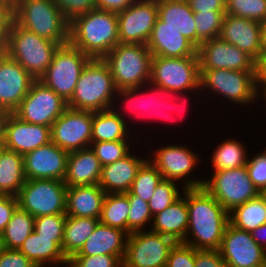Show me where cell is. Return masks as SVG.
<instances>
[{
	"instance_id": "6da1fadb",
	"label": "cell",
	"mask_w": 266,
	"mask_h": 267,
	"mask_svg": "<svg viewBox=\"0 0 266 267\" xmlns=\"http://www.w3.org/2000/svg\"><path fill=\"white\" fill-rule=\"evenodd\" d=\"M186 205L188 229L182 243L196 250H218L229 223V213L204 187L186 188ZM188 236L194 238L191 240Z\"/></svg>"
},
{
	"instance_id": "7a4b0ae2",
	"label": "cell",
	"mask_w": 266,
	"mask_h": 267,
	"mask_svg": "<svg viewBox=\"0 0 266 267\" xmlns=\"http://www.w3.org/2000/svg\"><path fill=\"white\" fill-rule=\"evenodd\" d=\"M152 57L147 44L119 43L103 58L111 70L116 88L123 95L122 98L126 99V106L131 105L129 109L136 107L135 109L140 110L146 106L140 90L148 87L146 84H149L150 80ZM138 102L140 103L136 106Z\"/></svg>"
},
{
	"instance_id": "3957f363",
	"label": "cell",
	"mask_w": 266,
	"mask_h": 267,
	"mask_svg": "<svg viewBox=\"0 0 266 267\" xmlns=\"http://www.w3.org/2000/svg\"><path fill=\"white\" fill-rule=\"evenodd\" d=\"M149 83L151 85L150 87H153L150 91L153 90L155 92H151L148 95L145 94L144 102L145 104L148 102V105L144 110H148L149 105L150 107L156 105L151 110L156 112H159V109H161L159 106L167 107L166 102H169L174 94H181L183 91H187L188 93L190 90H199L200 66L198 55L182 58L153 56ZM165 97L169 98L166 102L161 100ZM145 99L148 101L146 102Z\"/></svg>"
},
{
	"instance_id": "277c9868",
	"label": "cell",
	"mask_w": 266,
	"mask_h": 267,
	"mask_svg": "<svg viewBox=\"0 0 266 267\" xmlns=\"http://www.w3.org/2000/svg\"><path fill=\"white\" fill-rule=\"evenodd\" d=\"M69 42L92 59H103L119 44L117 13L93 9L76 16L69 27Z\"/></svg>"
},
{
	"instance_id": "5b68a950",
	"label": "cell",
	"mask_w": 266,
	"mask_h": 267,
	"mask_svg": "<svg viewBox=\"0 0 266 267\" xmlns=\"http://www.w3.org/2000/svg\"><path fill=\"white\" fill-rule=\"evenodd\" d=\"M114 94L120 98L123 96L115 86L108 64L103 59L91 58L83 68L67 104L76 110H108L115 104Z\"/></svg>"
},
{
	"instance_id": "8992f818",
	"label": "cell",
	"mask_w": 266,
	"mask_h": 267,
	"mask_svg": "<svg viewBox=\"0 0 266 267\" xmlns=\"http://www.w3.org/2000/svg\"><path fill=\"white\" fill-rule=\"evenodd\" d=\"M13 20L40 37L69 43L70 22L53 0H13Z\"/></svg>"
},
{
	"instance_id": "52a82bcc",
	"label": "cell",
	"mask_w": 266,
	"mask_h": 267,
	"mask_svg": "<svg viewBox=\"0 0 266 267\" xmlns=\"http://www.w3.org/2000/svg\"><path fill=\"white\" fill-rule=\"evenodd\" d=\"M59 46V43L19 26L14 20L9 26L8 56L35 80H39L45 73Z\"/></svg>"
},
{
	"instance_id": "ba28073f",
	"label": "cell",
	"mask_w": 266,
	"mask_h": 267,
	"mask_svg": "<svg viewBox=\"0 0 266 267\" xmlns=\"http://www.w3.org/2000/svg\"><path fill=\"white\" fill-rule=\"evenodd\" d=\"M182 188L204 187L229 213L261 193L252 183L246 166L235 169L214 171L211 179L184 180Z\"/></svg>"
},
{
	"instance_id": "9c48e42d",
	"label": "cell",
	"mask_w": 266,
	"mask_h": 267,
	"mask_svg": "<svg viewBox=\"0 0 266 267\" xmlns=\"http://www.w3.org/2000/svg\"><path fill=\"white\" fill-rule=\"evenodd\" d=\"M91 58L70 42L60 45L40 81L68 102L79 76Z\"/></svg>"
},
{
	"instance_id": "30bf717a",
	"label": "cell",
	"mask_w": 266,
	"mask_h": 267,
	"mask_svg": "<svg viewBox=\"0 0 266 267\" xmlns=\"http://www.w3.org/2000/svg\"><path fill=\"white\" fill-rule=\"evenodd\" d=\"M66 183L55 179H27L17 199L18 206L32 216L66 213Z\"/></svg>"
},
{
	"instance_id": "8fae6325",
	"label": "cell",
	"mask_w": 266,
	"mask_h": 267,
	"mask_svg": "<svg viewBox=\"0 0 266 267\" xmlns=\"http://www.w3.org/2000/svg\"><path fill=\"white\" fill-rule=\"evenodd\" d=\"M204 88L211 89L238 105L253 104L260 96L254 72L228 69L200 70V89L205 90Z\"/></svg>"
},
{
	"instance_id": "7c38bea8",
	"label": "cell",
	"mask_w": 266,
	"mask_h": 267,
	"mask_svg": "<svg viewBox=\"0 0 266 267\" xmlns=\"http://www.w3.org/2000/svg\"><path fill=\"white\" fill-rule=\"evenodd\" d=\"M177 242L153 231L128 235L123 267H166L170 250Z\"/></svg>"
},
{
	"instance_id": "4fadbf2b",
	"label": "cell",
	"mask_w": 266,
	"mask_h": 267,
	"mask_svg": "<svg viewBox=\"0 0 266 267\" xmlns=\"http://www.w3.org/2000/svg\"><path fill=\"white\" fill-rule=\"evenodd\" d=\"M67 108L62 97L40 80H35L13 113L25 122L51 127Z\"/></svg>"
},
{
	"instance_id": "5bb4252c",
	"label": "cell",
	"mask_w": 266,
	"mask_h": 267,
	"mask_svg": "<svg viewBox=\"0 0 266 267\" xmlns=\"http://www.w3.org/2000/svg\"><path fill=\"white\" fill-rule=\"evenodd\" d=\"M93 111L67 108L51 126V142L67 152L90 147Z\"/></svg>"
},
{
	"instance_id": "9a60e30c",
	"label": "cell",
	"mask_w": 266,
	"mask_h": 267,
	"mask_svg": "<svg viewBox=\"0 0 266 267\" xmlns=\"http://www.w3.org/2000/svg\"><path fill=\"white\" fill-rule=\"evenodd\" d=\"M227 267H265L266 250L251 233L227 224L218 249Z\"/></svg>"
},
{
	"instance_id": "2e32d148",
	"label": "cell",
	"mask_w": 266,
	"mask_h": 267,
	"mask_svg": "<svg viewBox=\"0 0 266 267\" xmlns=\"http://www.w3.org/2000/svg\"><path fill=\"white\" fill-rule=\"evenodd\" d=\"M117 17L119 43L147 44L158 18L157 0H136Z\"/></svg>"
},
{
	"instance_id": "e0dca14e",
	"label": "cell",
	"mask_w": 266,
	"mask_h": 267,
	"mask_svg": "<svg viewBox=\"0 0 266 267\" xmlns=\"http://www.w3.org/2000/svg\"><path fill=\"white\" fill-rule=\"evenodd\" d=\"M200 70L228 69L254 72L255 60L220 37L205 41L197 49Z\"/></svg>"
},
{
	"instance_id": "ac0fdd59",
	"label": "cell",
	"mask_w": 266,
	"mask_h": 267,
	"mask_svg": "<svg viewBox=\"0 0 266 267\" xmlns=\"http://www.w3.org/2000/svg\"><path fill=\"white\" fill-rule=\"evenodd\" d=\"M51 142V127L28 123L9 113L4 125L1 146L24 156Z\"/></svg>"
},
{
	"instance_id": "d6986e66",
	"label": "cell",
	"mask_w": 266,
	"mask_h": 267,
	"mask_svg": "<svg viewBox=\"0 0 266 267\" xmlns=\"http://www.w3.org/2000/svg\"><path fill=\"white\" fill-rule=\"evenodd\" d=\"M69 152L50 142L23 156L26 179H55L64 181Z\"/></svg>"
},
{
	"instance_id": "ffe728a7",
	"label": "cell",
	"mask_w": 266,
	"mask_h": 267,
	"mask_svg": "<svg viewBox=\"0 0 266 267\" xmlns=\"http://www.w3.org/2000/svg\"><path fill=\"white\" fill-rule=\"evenodd\" d=\"M35 79L15 60L0 59V106L13 113L28 94Z\"/></svg>"
},
{
	"instance_id": "44dd1931",
	"label": "cell",
	"mask_w": 266,
	"mask_h": 267,
	"mask_svg": "<svg viewBox=\"0 0 266 267\" xmlns=\"http://www.w3.org/2000/svg\"><path fill=\"white\" fill-rule=\"evenodd\" d=\"M262 23L225 14L219 37L245 51L254 60L262 53Z\"/></svg>"
},
{
	"instance_id": "7402d4cb",
	"label": "cell",
	"mask_w": 266,
	"mask_h": 267,
	"mask_svg": "<svg viewBox=\"0 0 266 267\" xmlns=\"http://www.w3.org/2000/svg\"><path fill=\"white\" fill-rule=\"evenodd\" d=\"M147 46L153 56L182 58L198 55V48L191 41L178 30L164 26L159 18L154 24Z\"/></svg>"
},
{
	"instance_id": "603a6c76",
	"label": "cell",
	"mask_w": 266,
	"mask_h": 267,
	"mask_svg": "<svg viewBox=\"0 0 266 267\" xmlns=\"http://www.w3.org/2000/svg\"><path fill=\"white\" fill-rule=\"evenodd\" d=\"M160 148L155 151L154 160L150 162L159 170L163 179L176 182L186 178L197 164L196 153L185 146L169 145Z\"/></svg>"
},
{
	"instance_id": "cb8c5ba5",
	"label": "cell",
	"mask_w": 266,
	"mask_h": 267,
	"mask_svg": "<svg viewBox=\"0 0 266 267\" xmlns=\"http://www.w3.org/2000/svg\"><path fill=\"white\" fill-rule=\"evenodd\" d=\"M128 234L99 222L80 250L73 256L115 255L122 262Z\"/></svg>"
},
{
	"instance_id": "d4e9b609",
	"label": "cell",
	"mask_w": 266,
	"mask_h": 267,
	"mask_svg": "<svg viewBox=\"0 0 266 267\" xmlns=\"http://www.w3.org/2000/svg\"><path fill=\"white\" fill-rule=\"evenodd\" d=\"M105 195L99 184L67 186L66 215L100 219Z\"/></svg>"
},
{
	"instance_id": "484cf974",
	"label": "cell",
	"mask_w": 266,
	"mask_h": 267,
	"mask_svg": "<svg viewBox=\"0 0 266 267\" xmlns=\"http://www.w3.org/2000/svg\"><path fill=\"white\" fill-rule=\"evenodd\" d=\"M101 173L102 165L91 147L69 152L64 179L66 186L99 184Z\"/></svg>"
},
{
	"instance_id": "4316f807",
	"label": "cell",
	"mask_w": 266,
	"mask_h": 267,
	"mask_svg": "<svg viewBox=\"0 0 266 267\" xmlns=\"http://www.w3.org/2000/svg\"><path fill=\"white\" fill-rule=\"evenodd\" d=\"M146 160L132 155L130 151L123 159L102 167L99 185L106 194L129 192L139 168Z\"/></svg>"
},
{
	"instance_id": "83f0119b",
	"label": "cell",
	"mask_w": 266,
	"mask_h": 267,
	"mask_svg": "<svg viewBox=\"0 0 266 267\" xmlns=\"http://www.w3.org/2000/svg\"><path fill=\"white\" fill-rule=\"evenodd\" d=\"M184 196L177 198L162 212L153 216L151 231L173 238L176 242L186 239L188 229V208L186 205V188Z\"/></svg>"
},
{
	"instance_id": "f1b7e54d",
	"label": "cell",
	"mask_w": 266,
	"mask_h": 267,
	"mask_svg": "<svg viewBox=\"0 0 266 267\" xmlns=\"http://www.w3.org/2000/svg\"><path fill=\"white\" fill-rule=\"evenodd\" d=\"M158 18L164 26L176 29L196 46L194 12L187 0H157Z\"/></svg>"
},
{
	"instance_id": "f546056e",
	"label": "cell",
	"mask_w": 266,
	"mask_h": 267,
	"mask_svg": "<svg viewBox=\"0 0 266 267\" xmlns=\"http://www.w3.org/2000/svg\"><path fill=\"white\" fill-rule=\"evenodd\" d=\"M37 267H45L50 264H63L68 266V259L63 254L62 248L53 241V238H46L33 231L18 249Z\"/></svg>"
},
{
	"instance_id": "4dcf8cb0",
	"label": "cell",
	"mask_w": 266,
	"mask_h": 267,
	"mask_svg": "<svg viewBox=\"0 0 266 267\" xmlns=\"http://www.w3.org/2000/svg\"><path fill=\"white\" fill-rule=\"evenodd\" d=\"M0 194L17 196L26 182L23 156L0 146Z\"/></svg>"
},
{
	"instance_id": "1f68e13d",
	"label": "cell",
	"mask_w": 266,
	"mask_h": 267,
	"mask_svg": "<svg viewBox=\"0 0 266 267\" xmlns=\"http://www.w3.org/2000/svg\"><path fill=\"white\" fill-rule=\"evenodd\" d=\"M116 109L93 112L91 143L127 140V121Z\"/></svg>"
},
{
	"instance_id": "d6a6232c",
	"label": "cell",
	"mask_w": 266,
	"mask_h": 267,
	"mask_svg": "<svg viewBox=\"0 0 266 267\" xmlns=\"http://www.w3.org/2000/svg\"><path fill=\"white\" fill-rule=\"evenodd\" d=\"M99 222L100 219L90 217H66L62 251L67 259L80 250Z\"/></svg>"
},
{
	"instance_id": "836d02e7",
	"label": "cell",
	"mask_w": 266,
	"mask_h": 267,
	"mask_svg": "<svg viewBox=\"0 0 266 267\" xmlns=\"http://www.w3.org/2000/svg\"><path fill=\"white\" fill-rule=\"evenodd\" d=\"M229 223L234 227L251 232L266 223V200L260 194L229 212Z\"/></svg>"
},
{
	"instance_id": "e575fe53",
	"label": "cell",
	"mask_w": 266,
	"mask_h": 267,
	"mask_svg": "<svg viewBox=\"0 0 266 267\" xmlns=\"http://www.w3.org/2000/svg\"><path fill=\"white\" fill-rule=\"evenodd\" d=\"M34 226L35 217L18 206L2 233L4 248L19 249L34 231Z\"/></svg>"
},
{
	"instance_id": "d590c367",
	"label": "cell",
	"mask_w": 266,
	"mask_h": 267,
	"mask_svg": "<svg viewBox=\"0 0 266 267\" xmlns=\"http://www.w3.org/2000/svg\"><path fill=\"white\" fill-rule=\"evenodd\" d=\"M128 196L125 193H108L104 197L100 222L128 234Z\"/></svg>"
},
{
	"instance_id": "8d00e7d4",
	"label": "cell",
	"mask_w": 266,
	"mask_h": 267,
	"mask_svg": "<svg viewBox=\"0 0 266 267\" xmlns=\"http://www.w3.org/2000/svg\"><path fill=\"white\" fill-rule=\"evenodd\" d=\"M247 161L243 144L236 139H228L219 146L217 145L212 157V167H214L213 171L235 169L246 166Z\"/></svg>"
},
{
	"instance_id": "74e56055",
	"label": "cell",
	"mask_w": 266,
	"mask_h": 267,
	"mask_svg": "<svg viewBox=\"0 0 266 267\" xmlns=\"http://www.w3.org/2000/svg\"><path fill=\"white\" fill-rule=\"evenodd\" d=\"M150 160H146L139 168L130 189L133 195L141 197L145 202H149L157 185L163 179L159 170Z\"/></svg>"
},
{
	"instance_id": "f35d334b",
	"label": "cell",
	"mask_w": 266,
	"mask_h": 267,
	"mask_svg": "<svg viewBox=\"0 0 266 267\" xmlns=\"http://www.w3.org/2000/svg\"><path fill=\"white\" fill-rule=\"evenodd\" d=\"M225 14L226 11L194 13L197 48L201 43L219 37Z\"/></svg>"
},
{
	"instance_id": "ab89813d",
	"label": "cell",
	"mask_w": 266,
	"mask_h": 267,
	"mask_svg": "<svg viewBox=\"0 0 266 267\" xmlns=\"http://www.w3.org/2000/svg\"><path fill=\"white\" fill-rule=\"evenodd\" d=\"M226 14L266 22V0H226Z\"/></svg>"
},
{
	"instance_id": "60d3db41",
	"label": "cell",
	"mask_w": 266,
	"mask_h": 267,
	"mask_svg": "<svg viewBox=\"0 0 266 267\" xmlns=\"http://www.w3.org/2000/svg\"><path fill=\"white\" fill-rule=\"evenodd\" d=\"M66 217V213L36 217L34 231L42 237L53 238L62 248Z\"/></svg>"
},
{
	"instance_id": "b9f144b4",
	"label": "cell",
	"mask_w": 266,
	"mask_h": 267,
	"mask_svg": "<svg viewBox=\"0 0 266 267\" xmlns=\"http://www.w3.org/2000/svg\"><path fill=\"white\" fill-rule=\"evenodd\" d=\"M127 140L102 141L90 144L102 167L123 159L130 152Z\"/></svg>"
},
{
	"instance_id": "7bdbcfd3",
	"label": "cell",
	"mask_w": 266,
	"mask_h": 267,
	"mask_svg": "<svg viewBox=\"0 0 266 267\" xmlns=\"http://www.w3.org/2000/svg\"><path fill=\"white\" fill-rule=\"evenodd\" d=\"M130 204L128 213V235L136 231H142L144 225L153 220L152 213L141 197L133 195L130 191L125 193Z\"/></svg>"
},
{
	"instance_id": "ee69618b",
	"label": "cell",
	"mask_w": 266,
	"mask_h": 267,
	"mask_svg": "<svg viewBox=\"0 0 266 267\" xmlns=\"http://www.w3.org/2000/svg\"><path fill=\"white\" fill-rule=\"evenodd\" d=\"M175 181L162 179L157 185L148 206L152 216L162 212L171 205L177 198L180 197L179 190Z\"/></svg>"
},
{
	"instance_id": "f6af8a7d",
	"label": "cell",
	"mask_w": 266,
	"mask_h": 267,
	"mask_svg": "<svg viewBox=\"0 0 266 267\" xmlns=\"http://www.w3.org/2000/svg\"><path fill=\"white\" fill-rule=\"evenodd\" d=\"M68 267H123V262L115 255L72 256Z\"/></svg>"
},
{
	"instance_id": "bcb514c9",
	"label": "cell",
	"mask_w": 266,
	"mask_h": 267,
	"mask_svg": "<svg viewBox=\"0 0 266 267\" xmlns=\"http://www.w3.org/2000/svg\"><path fill=\"white\" fill-rule=\"evenodd\" d=\"M196 251L194 247L177 242L170 250L166 267H195Z\"/></svg>"
},
{
	"instance_id": "7dc6e473",
	"label": "cell",
	"mask_w": 266,
	"mask_h": 267,
	"mask_svg": "<svg viewBox=\"0 0 266 267\" xmlns=\"http://www.w3.org/2000/svg\"><path fill=\"white\" fill-rule=\"evenodd\" d=\"M246 169L255 187L262 193L266 189V154L262 151L247 161Z\"/></svg>"
},
{
	"instance_id": "c3c4849f",
	"label": "cell",
	"mask_w": 266,
	"mask_h": 267,
	"mask_svg": "<svg viewBox=\"0 0 266 267\" xmlns=\"http://www.w3.org/2000/svg\"><path fill=\"white\" fill-rule=\"evenodd\" d=\"M64 17L71 22L76 16L96 9V0H53Z\"/></svg>"
},
{
	"instance_id": "681fc988",
	"label": "cell",
	"mask_w": 266,
	"mask_h": 267,
	"mask_svg": "<svg viewBox=\"0 0 266 267\" xmlns=\"http://www.w3.org/2000/svg\"><path fill=\"white\" fill-rule=\"evenodd\" d=\"M0 267H37L18 249H3L0 252Z\"/></svg>"
},
{
	"instance_id": "f907efd6",
	"label": "cell",
	"mask_w": 266,
	"mask_h": 267,
	"mask_svg": "<svg viewBox=\"0 0 266 267\" xmlns=\"http://www.w3.org/2000/svg\"><path fill=\"white\" fill-rule=\"evenodd\" d=\"M17 207V196L0 194V233H3Z\"/></svg>"
},
{
	"instance_id": "816d5d0a",
	"label": "cell",
	"mask_w": 266,
	"mask_h": 267,
	"mask_svg": "<svg viewBox=\"0 0 266 267\" xmlns=\"http://www.w3.org/2000/svg\"><path fill=\"white\" fill-rule=\"evenodd\" d=\"M195 267H227L218 250H197Z\"/></svg>"
},
{
	"instance_id": "f5cc1de1",
	"label": "cell",
	"mask_w": 266,
	"mask_h": 267,
	"mask_svg": "<svg viewBox=\"0 0 266 267\" xmlns=\"http://www.w3.org/2000/svg\"><path fill=\"white\" fill-rule=\"evenodd\" d=\"M194 13L226 11V0H187Z\"/></svg>"
},
{
	"instance_id": "db71d44e",
	"label": "cell",
	"mask_w": 266,
	"mask_h": 267,
	"mask_svg": "<svg viewBox=\"0 0 266 267\" xmlns=\"http://www.w3.org/2000/svg\"><path fill=\"white\" fill-rule=\"evenodd\" d=\"M255 82L258 91L266 90V53H261L254 63ZM259 86L262 88H259ZM261 89V90H260Z\"/></svg>"
},
{
	"instance_id": "11a10c76",
	"label": "cell",
	"mask_w": 266,
	"mask_h": 267,
	"mask_svg": "<svg viewBox=\"0 0 266 267\" xmlns=\"http://www.w3.org/2000/svg\"><path fill=\"white\" fill-rule=\"evenodd\" d=\"M136 0H96V7L98 9L118 13L125 10Z\"/></svg>"
},
{
	"instance_id": "9f6ffc18",
	"label": "cell",
	"mask_w": 266,
	"mask_h": 267,
	"mask_svg": "<svg viewBox=\"0 0 266 267\" xmlns=\"http://www.w3.org/2000/svg\"><path fill=\"white\" fill-rule=\"evenodd\" d=\"M13 20V0H0V28H9Z\"/></svg>"
},
{
	"instance_id": "6f0895ef",
	"label": "cell",
	"mask_w": 266,
	"mask_h": 267,
	"mask_svg": "<svg viewBox=\"0 0 266 267\" xmlns=\"http://www.w3.org/2000/svg\"><path fill=\"white\" fill-rule=\"evenodd\" d=\"M250 233L257 244L266 250V223L252 230Z\"/></svg>"
},
{
	"instance_id": "680465c9",
	"label": "cell",
	"mask_w": 266,
	"mask_h": 267,
	"mask_svg": "<svg viewBox=\"0 0 266 267\" xmlns=\"http://www.w3.org/2000/svg\"><path fill=\"white\" fill-rule=\"evenodd\" d=\"M9 28H0V59L8 56Z\"/></svg>"
},
{
	"instance_id": "91938a15",
	"label": "cell",
	"mask_w": 266,
	"mask_h": 267,
	"mask_svg": "<svg viewBox=\"0 0 266 267\" xmlns=\"http://www.w3.org/2000/svg\"><path fill=\"white\" fill-rule=\"evenodd\" d=\"M9 112L0 106V146L2 143L3 135H4V125H5V120L8 116Z\"/></svg>"
},
{
	"instance_id": "94428289",
	"label": "cell",
	"mask_w": 266,
	"mask_h": 267,
	"mask_svg": "<svg viewBox=\"0 0 266 267\" xmlns=\"http://www.w3.org/2000/svg\"><path fill=\"white\" fill-rule=\"evenodd\" d=\"M261 46H262V53H266V22L262 23Z\"/></svg>"
},
{
	"instance_id": "6125c7cd",
	"label": "cell",
	"mask_w": 266,
	"mask_h": 267,
	"mask_svg": "<svg viewBox=\"0 0 266 267\" xmlns=\"http://www.w3.org/2000/svg\"><path fill=\"white\" fill-rule=\"evenodd\" d=\"M4 249V244H3V236L2 233H0V252Z\"/></svg>"
},
{
	"instance_id": "be15d7a7",
	"label": "cell",
	"mask_w": 266,
	"mask_h": 267,
	"mask_svg": "<svg viewBox=\"0 0 266 267\" xmlns=\"http://www.w3.org/2000/svg\"><path fill=\"white\" fill-rule=\"evenodd\" d=\"M262 92H263V93H262ZM261 93L264 94L263 97H264V99L266 100V90L261 91L260 94H261Z\"/></svg>"
},
{
	"instance_id": "e7e4bbea",
	"label": "cell",
	"mask_w": 266,
	"mask_h": 267,
	"mask_svg": "<svg viewBox=\"0 0 266 267\" xmlns=\"http://www.w3.org/2000/svg\"><path fill=\"white\" fill-rule=\"evenodd\" d=\"M261 195L265 198L266 200V189L261 193Z\"/></svg>"
}]
</instances>
